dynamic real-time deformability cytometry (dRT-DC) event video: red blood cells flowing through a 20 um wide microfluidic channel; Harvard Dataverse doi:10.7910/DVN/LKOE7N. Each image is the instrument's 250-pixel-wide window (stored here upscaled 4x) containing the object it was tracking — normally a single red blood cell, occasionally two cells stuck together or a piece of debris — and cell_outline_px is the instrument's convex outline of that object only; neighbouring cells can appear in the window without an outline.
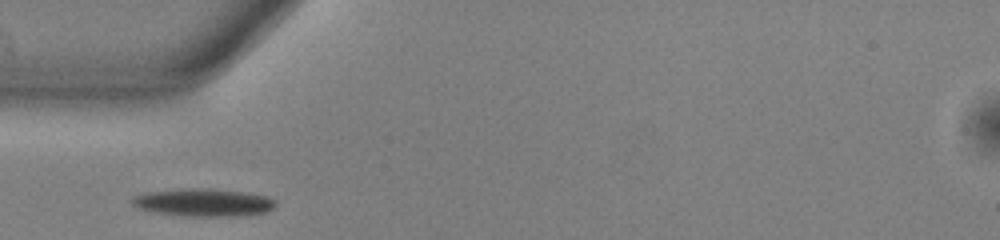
{"species": "common noctule bat (a hibernating species)", "species_latin": "Nyctalus noctula", "temperature_condition": "warm", "stored_images_in_passage": 38, "camera_frame_rate_fps": 3000, "um_per_image_px": 0.085, "animal": {"sex": "male", "body_mass_g": 13.0, "forearm_length_mm": 53.1}, "frame": {"image": 1, "passage_image": 1, "time_ms": 0.0, "image_size_px": [1000, 240], "cell_outline_px": [[276, 204], [268, 212], [240, 216], [192, 216], [156, 212], [140, 208], [132, 204], [132, 200], [136, 196], [144, 192], [184, 188], [208, 188], [248, 192], [268, 196], [276, 200]], "centroid_in_image_um": [17.37, 17.19], "position_along_channel_um": 67.6, "area_um2": 23.24}}
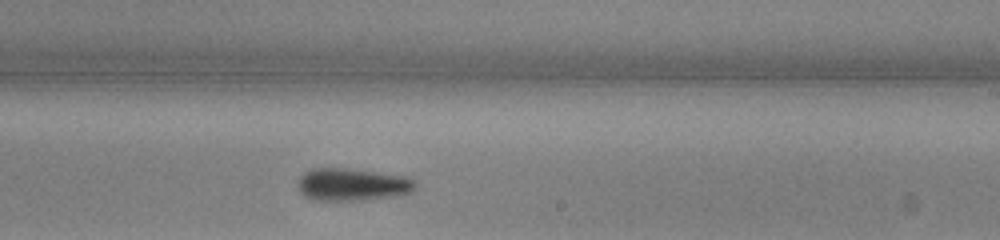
{"frame": {"image": 2, "passage_image": 16, "time_ms": 5.0, "image_size_px": [1000, 240], "cell_outline_px": [[416, 188], [412, 192], [396, 196], [364, 200], [320, 200], [304, 196], [300, 192], [300, 176], [304, 172], [312, 168], [352, 168], [404, 176], [416, 180]], "centroid_in_image_um": [30.0, 15.67], "position_along_channel_um": 259.0, "area_um2": 22.31}}
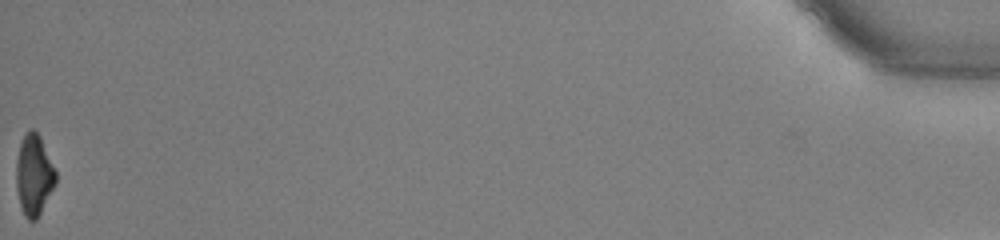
{"frame": {"image": 3, "passage_image": 38, "time_ms": 12.333, "image_size_px": [1000, 240], "cell_outline_px": [[56, 184], [36, 220], [28, 220], [24, 216], [20, 204], [16, 188], [16, 160], [20, 144], [24, 136], [32, 128], [40, 136], [56, 172]], "centroid_in_image_um": [2.88, 14.9], "position_along_channel_um": 432.3, "area_um2": 18.44}, "authors_computed_cell_mechanics": {"area_um2": 20.9236, "velocity_mm_per_s": 3.8364, "shape_relaxation_time_tau1_ms": 2.9348, "shape_relaxation_time_tau2_ms": null, "deformation_change_tau1": 0.1367, "deformation_change_tau2": null}}